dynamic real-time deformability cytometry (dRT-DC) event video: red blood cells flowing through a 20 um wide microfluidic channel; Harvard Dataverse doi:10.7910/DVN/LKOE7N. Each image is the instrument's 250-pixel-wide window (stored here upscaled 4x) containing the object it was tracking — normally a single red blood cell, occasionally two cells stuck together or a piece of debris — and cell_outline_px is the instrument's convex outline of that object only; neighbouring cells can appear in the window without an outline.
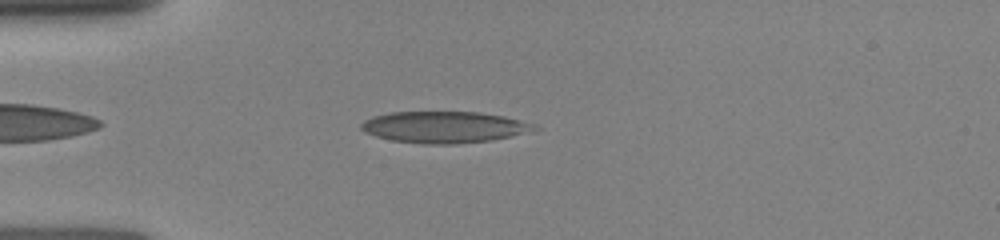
{"species": "human", "species_latin": "Homo sapiens", "temperature_condition": "room temperature", "stored_images_in_passage": 54, "camera_frame_rate_fps": 3000, "um_per_image_px": 0.085, "donor": {"sex": "female"}, "frame": {"image": 1, "passage_image": 6, "time_ms": 1.0, "image_size_px": [1000, 240], "cell_outline_px": [[540, 128], [492, 140], [456, 144], [424, 144], [392, 140], [376, 136], [364, 132], [360, 128], [360, 124], [364, 120], [372, 116], [392, 112], [480, 112], [504, 116], [536, 124]], "centroid_in_image_um": [37.72, 10.8], "position_along_channel_um": 47.3, "area_um2": 31.67}}
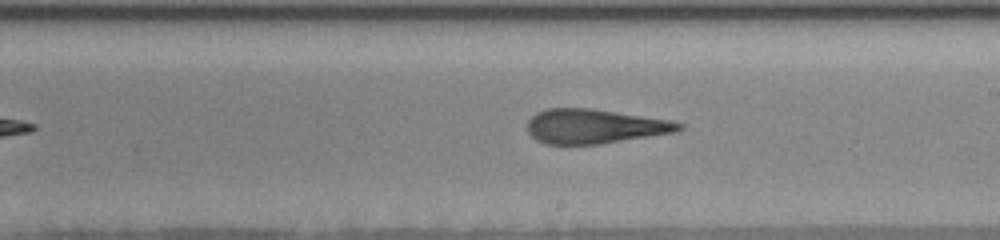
{"frame": {"image": 2, "passage_image": 28, "time_ms": 6.0, "image_size_px": [1000, 240], "cell_outline_px": [[684, 128], [676, 132], [600, 144], [544, 144], [536, 140], [528, 132], [528, 120], [536, 112], [548, 108], [588, 108], [672, 120], [684, 124]], "centroid_in_image_um": [50.55, 10.74], "position_along_channel_um": 238.5, "area_um2": 30.4}}
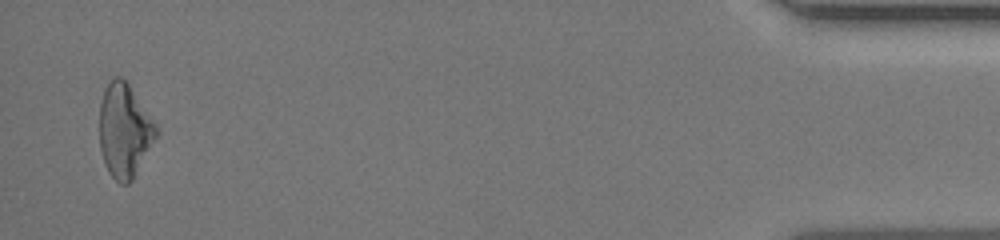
{"frame": {"image": 3, "passage_image": 52, "time_ms": 12.333, "image_size_px": [1000, 240], "cell_outline_px": [[160, 132], [132, 180], [128, 184], [120, 184], [108, 172], [100, 148], [100, 104], [108, 80], [112, 76], [120, 76], [128, 84], [156, 124]], "centroid_in_image_um": [10.58, 11.1], "position_along_channel_um": 424.6, "area_um2": 30.81}}